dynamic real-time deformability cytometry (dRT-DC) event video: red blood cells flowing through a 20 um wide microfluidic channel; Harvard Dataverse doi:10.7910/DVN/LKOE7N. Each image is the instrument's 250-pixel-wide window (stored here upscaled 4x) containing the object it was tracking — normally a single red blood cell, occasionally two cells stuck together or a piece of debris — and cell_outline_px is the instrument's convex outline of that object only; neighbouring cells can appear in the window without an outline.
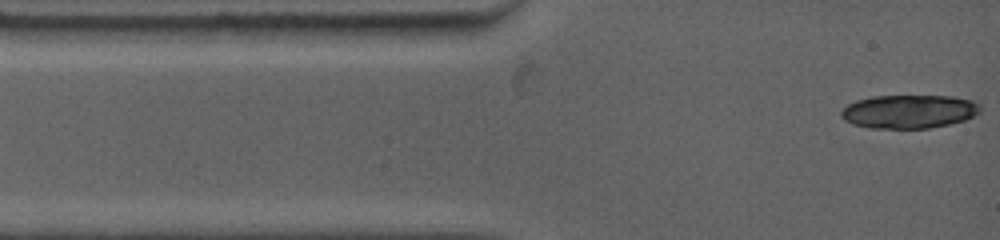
{"species": "common noctule bat (a hibernating species)", "species_latin": "Nyctalus noctula", "temperature_condition": "warm", "stored_images_in_passage": 3, "camera_frame_rate_fps": 4500, "um_per_image_px": 0.085, "animal": {"sex": "female", "body_mass_g": 19.0, "forearm_length_mm": 53.3}, "frame": {"image": 1, "passage_image": 1, "time_ms": 0.0, "image_size_px": [1000, 240], "cell_outline_px": [[980, 112], [964, 120], [948, 124], [928, 128], [872, 128], [852, 124], [844, 120], [840, 116], [840, 112], [848, 104], [856, 100], [872, 96], [952, 96], [976, 100], [980, 104]], "centroid_in_image_um": [77.27, 9.47], "position_along_channel_um": 7.7, "area_um2": 27.28}}